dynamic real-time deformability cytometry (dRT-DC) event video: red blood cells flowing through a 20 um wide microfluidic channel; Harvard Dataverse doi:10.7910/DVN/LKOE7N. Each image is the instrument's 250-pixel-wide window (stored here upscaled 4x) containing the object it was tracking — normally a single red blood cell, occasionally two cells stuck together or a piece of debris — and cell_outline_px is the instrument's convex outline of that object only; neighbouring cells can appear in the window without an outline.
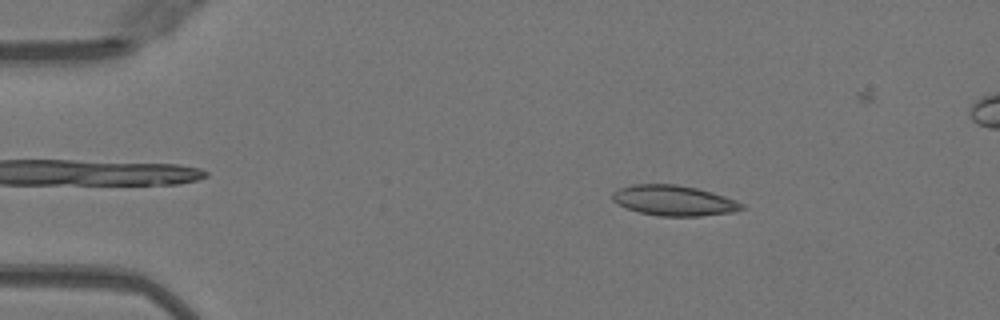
{"species": "Egyptian fruit bat (a non-hibernating species)", "species_latin": "Rousettus aegyptiacus", "temperature_condition": "warm", "stored_images_in_passage": 30, "camera_frame_rate_fps": 3000, "um_per_image_px": 0.085, "animal": {"sex": "female"}, "frame": {"image": 1, "passage_image": 5, "time_ms": 1.333, "image_size_px": [1000, 320], "cell_outline_px": [[744, 208], [732, 212], [700, 216], [660, 216], [640, 212], [624, 208], [616, 204], [612, 200], [612, 192], [620, 188], [632, 184], [676, 184], [696, 188], [712, 192], [736, 200], [744, 204]], "centroid_in_image_um": [57.24, 17.04], "position_along_channel_um": 27.8, "area_um2": 22.95}}
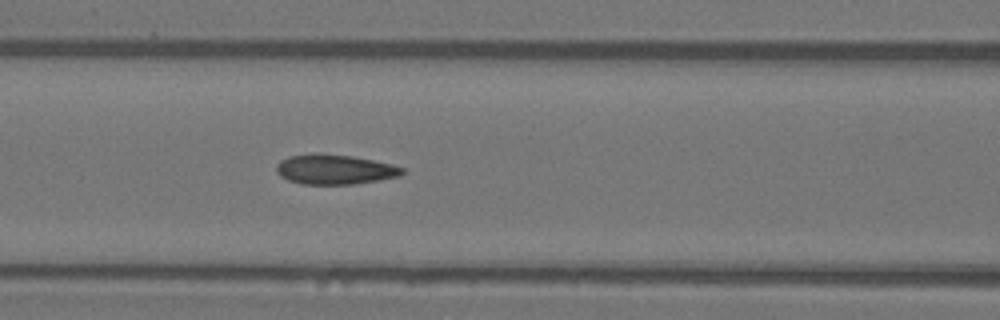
{"frame": {"image": 2, "passage_image": 18, "time_ms": 5.667, "image_size_px": [1000, 320], "cell_outline_px": [[404, 172], [400, 176], [380, 180], [352, 184], [304, 184], [288, 180], [280, 176], [276, 172], [276, 164], [280, 160], [288, 156], [320, 152], [352, 156], [392, 164], [404, 168]], "centroid_in_image_um": [28.43, 14.39], "position_along_channel_um": 138.2, "area_um2": 22.08}}
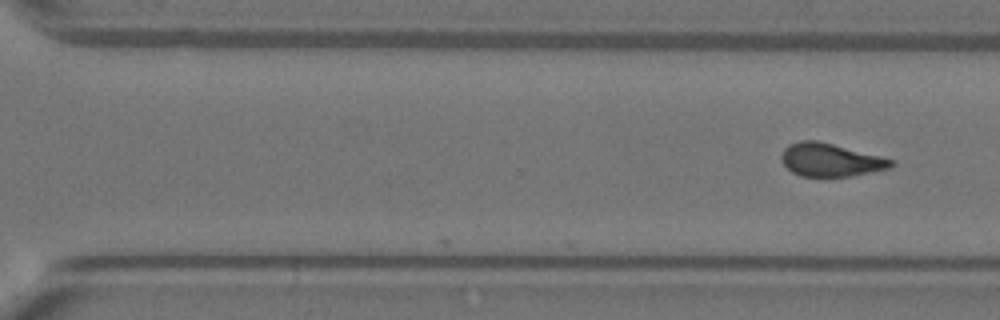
{"frame": {"image": 3, "passage_image": 30, "time_ms": 9.667, "image_size_px": [1000, 320], "cell_outline_px": [[892, 168], [848, 176], [800, 176], [792, 172], [780, 160], [780, 156], [784, 148], [788, 144], [800, 140], [816, 140], [880, 156], [892, 160]], "centroid_in_image_um": [70.53, 13.59], "position_along_channel_um": 300.1, "area_um2": 20.92}}